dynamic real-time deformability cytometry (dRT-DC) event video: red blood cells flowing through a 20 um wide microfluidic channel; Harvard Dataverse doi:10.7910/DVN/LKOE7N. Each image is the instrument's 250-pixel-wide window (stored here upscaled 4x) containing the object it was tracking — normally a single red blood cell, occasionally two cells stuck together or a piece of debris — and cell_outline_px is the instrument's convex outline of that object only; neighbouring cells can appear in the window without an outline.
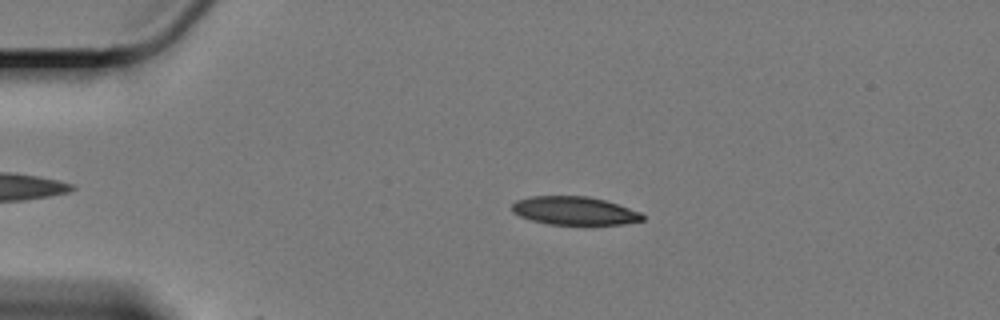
{"species": "Egyptian fruit bat (a non-hibernating species)", "species_latin": "Rousettus aegyptiacus", "temperature_condition": "cold", "stored_images_in_passage": 15, "camera_frame_rate_fps": 3000, "um_per_image_px": 0.085, "animal": {"sex": "female"}, "frame": {"image": 1, "passage_image": 13, "time_ms": 4.0, "image_size_px": [1000, 320], "cell_outline_px": [[644, 220], [624, 224], [548, 224], [532, 220], [520, 216], [512, 212], [512, 204], [516, 200], [532, 196], [588, 196], [604, 200], [640, 212], [644, 216]], "centroid_in_image_um": [48.8, 17.91], "position_along_channel_um": 36.2, "area_um2": 21.33}}